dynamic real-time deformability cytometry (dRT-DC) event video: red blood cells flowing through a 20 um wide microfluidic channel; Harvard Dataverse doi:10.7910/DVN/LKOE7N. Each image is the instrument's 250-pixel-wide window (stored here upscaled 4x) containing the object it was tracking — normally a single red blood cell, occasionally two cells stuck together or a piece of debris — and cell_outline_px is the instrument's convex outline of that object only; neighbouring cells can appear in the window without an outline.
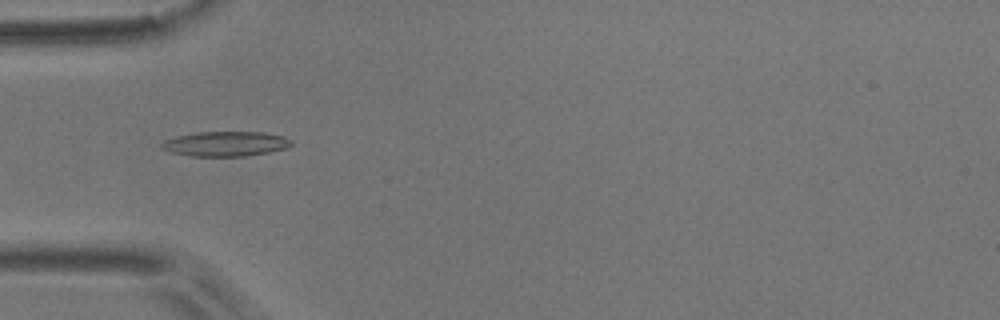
{"species": "common noctule bat (a hibernating species)", "species_latin": "Nyctalus noctula", "temperature_condition": "room temperature", "stored_images_in_passage": 49, "camera_frame_rate_fps": 3000, "um_per_image_px": 0.085, "animal": {"sex": "male", "body_mass_g": 17.9}, "frame": {"image": 1, "passage_image": 12, "time_ms": 3.667, "image_size_px": [1000, 320], "cell_outline_px": [[292, 144], [288, 148], [268, 152], [244, 156], [192, 156], [172, 152], [160, 148], [160, 144], [164, 140], [176, 136], [196, 132], [264, 132], [284, 136], [292, 140]], "centroid_in_image_um": [19.18, 12.22], "position_along_channel_um": 65.8, "area_um2": 18.84}}
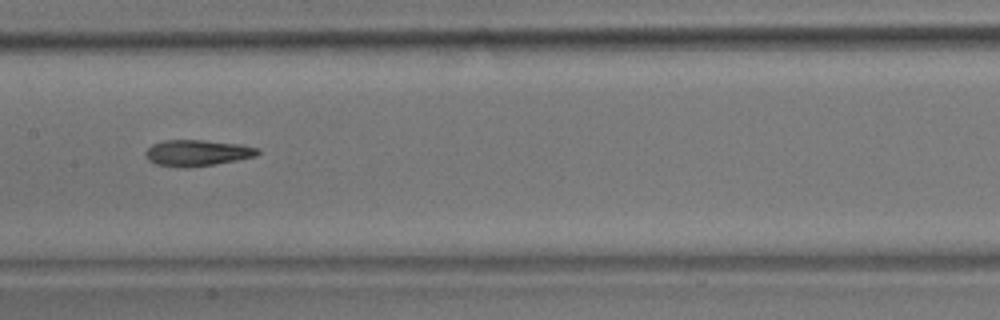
{"frame": {"image": 2, "passage_image": 22, "time_ms": 7.0, "image_size_px": [1000, 320], "cell_outline_px": [[260, 152], [256, 156], [216, 164], [188, 168], [184, 168], [156, 164], [148, 160], [144, 156], [144, 152], [152, 144], [164, 140], [200, 140], [240, 144], [256, 148]], "centroid_in_image_um": [16.71, 13.0], "position_along_channel_um": 190.7, "area_um2": 17.11}}
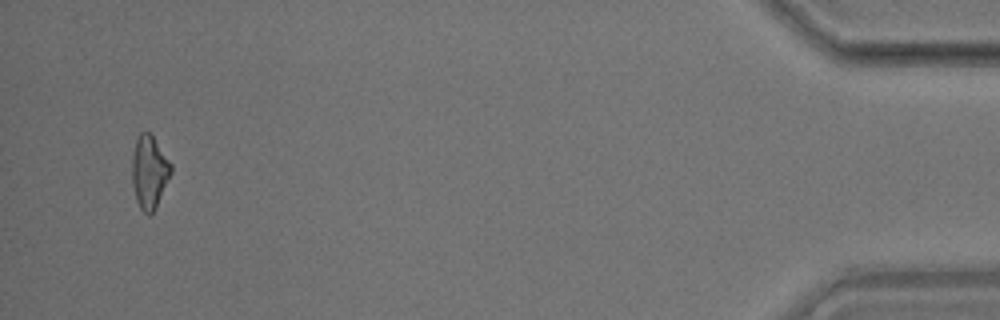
{"frame": {"image": 3, "passage_image": 47, "time_ms": 15.333, "image_size_px": [1000, 320], "cell_outline_px": [[172, 172], [156, 208], [152, 216], [148, 216], [140, 208], [136, 200], [132, 184], [132, 156], [136, 140], [140, 132], [152, 132], [172, 164]], "centroid_in_image_um": [12.71, 14.61], "position_along_channel_um": 422.5, "area_um2": 16.99}, "authors_computed_cell_mechanics": {"area_um2": 17.1088, "velocity_mm_per_s": 3.741, "shape_relaxation_time_tau1_ms": 7.9227, "shape_relaxation_time_tau2_ms": 4.3314, "deformation_change_tau1": 0.1916, "deformation_change_tau2": 0.1397}}